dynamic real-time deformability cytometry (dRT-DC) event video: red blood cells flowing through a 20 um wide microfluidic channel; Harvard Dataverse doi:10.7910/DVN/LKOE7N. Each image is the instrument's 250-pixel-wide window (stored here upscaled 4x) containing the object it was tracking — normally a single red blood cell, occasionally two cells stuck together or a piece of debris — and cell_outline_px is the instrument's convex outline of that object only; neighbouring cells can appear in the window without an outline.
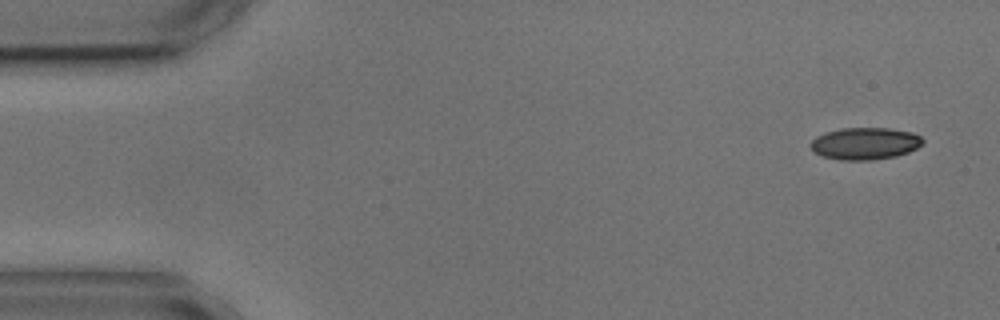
{"species": "common noctule bat (a hibernating species)", "species_latin": "Nyctalus noctula", "temperature_condition": "cold", "stored_images_in_passage": 5, "segment_of_instrument_passage": [1, 2], "camera_frame_rate_fps": 3000, "um_per_image_px": 0.085, "animal": {"sex": "male", "body_mass_g": 17.9, "forearm_length_mm": 54.2}, "frame": {"image": 1, "passage_image": 1, "time_ms": 0.0, "image_size_px": [1000, 320], "cell_outline_px": [[924, 144], [908, 152], [896, 156], [872, 160], [840, 160], [824, 156], [816, 152], [808, 144], [816, 136], [824, 132], [840, 128], [888, 128], [912, 132], [920, 136], [924, 140]], "centroid_in_image_um": [73.53, 12.19], "position_along_channel_um": 11.5, "area_um2": 21.04}}
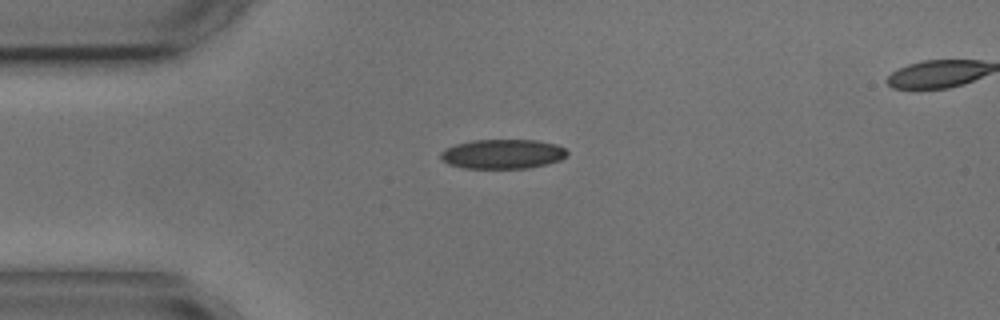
{"frame": {"image": 2, "passage_image": 4, "time_ms": 3.333, "image_size_px": [1000, 320], "cell_outline_px": [[568, 156], [560, 160], [548, 164], [528, 168], [464, 168], [448, 164], [440, 156], [440, 152], [456, 144], [472, 140], [536, 140], [556, 144], [564, 148], [568, 152]], "centroid_in_image_um": [42.76, 13.09], "position_along_channel_um": 42.2, "area_um2": 21.73}}